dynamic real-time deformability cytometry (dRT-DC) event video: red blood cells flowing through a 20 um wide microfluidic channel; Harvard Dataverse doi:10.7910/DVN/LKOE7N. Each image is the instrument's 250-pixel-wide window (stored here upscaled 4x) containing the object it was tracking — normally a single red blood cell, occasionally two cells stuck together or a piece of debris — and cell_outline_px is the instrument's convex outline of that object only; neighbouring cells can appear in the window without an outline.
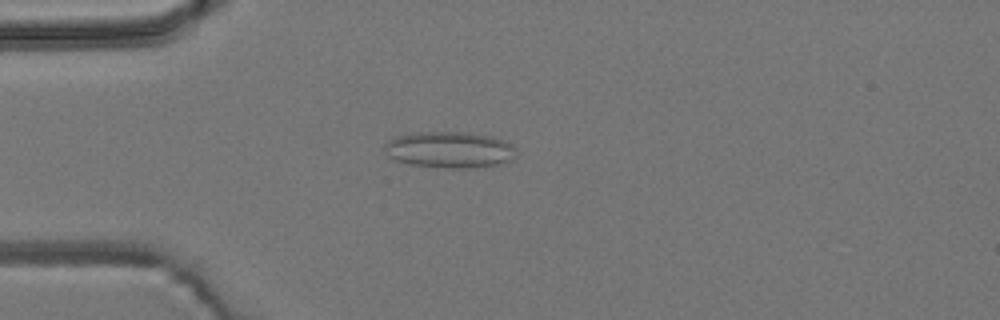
{"species": "common noctule bat (a hibernating species)", "species_latin": "Nyctalus noctula", "temperature_condition": "room temperature", "stored_images_in_passage": 5, "camera_frame_rate_fps": 3000, "um_per_image_px": 0.085, "animal": {"sex": "male", "body_mass_g": 19.2, "forearm_length_mm": 51.8}, "frame": {"image": 1, "passage_image": 5, "time_ms": 4.333, "image_size_px": [1000, 320], "cell_outline_px": [[516, 156], [512, 160], [500, 164], [476, 168], [448, 168], [408, 164], [396, 160], [388, 156], [384, 148], [384, 144], [388, 140], [396, 136], [416, 132], [468, 132], [492, 136], [512, 144], [516, 148]], "centroid_in_image_um": [38.24, 12.73], "position_along_channel_um": 46.8, "area_um2": 28.21}}